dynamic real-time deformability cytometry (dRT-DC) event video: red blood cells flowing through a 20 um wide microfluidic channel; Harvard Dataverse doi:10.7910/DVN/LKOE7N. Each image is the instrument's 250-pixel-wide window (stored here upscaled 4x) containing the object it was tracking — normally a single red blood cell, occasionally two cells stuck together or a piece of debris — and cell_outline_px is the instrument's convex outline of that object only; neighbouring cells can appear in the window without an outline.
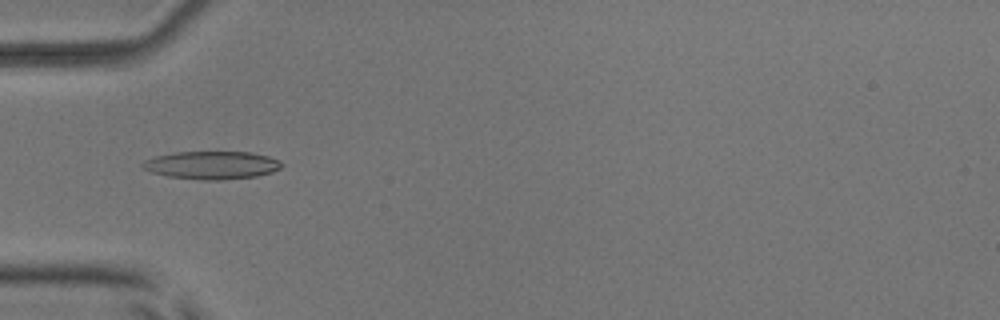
{"species": "common noctule bat (a hibernating species)", "species_latin": "Nyctalus noctula", "temperature_condition": "room temperature", "stored_images_in_passage": 30, "camera_frame_rate_fps": 3000, "um_per_image_px": 0.085, "animal": {"sex": "male", "body_mass_g": 17.9, "forearm_length_mm": 54.2}, "frame": {"image": 1, "passage_image": 4, "time_ms": 1.0, "image_size_px": [1000, 320], "cell_outline_px": [[284, 164], [280, 168], [272, 172], [256, 176], [220, 180], [204, 180], [168, 176], [152, 172], [144, 168], [140, 164], [144, 160], [156, 156], [176, 152], [252, 152], [268, 156], [280, 160]], "centroid_in_image_um": [18.03, 14.03], "position_along_channel_um": 67.0, "area_um2": 22.6}}
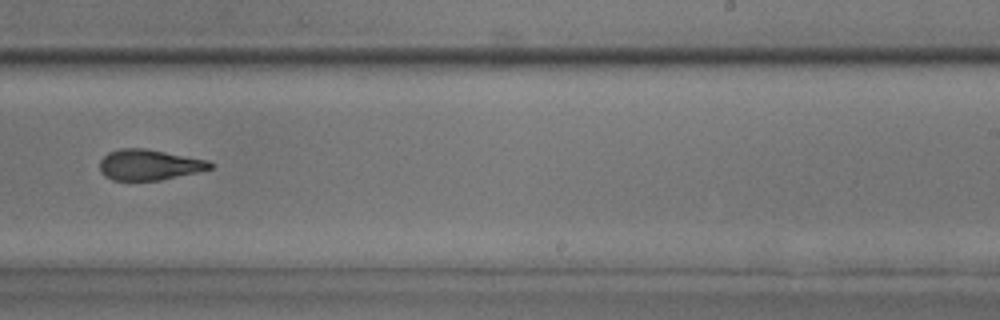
{"frame": {"image": 2, "passage_image": 20, "time_ms": 6.333, "image_size_px": [1000, 320], "cell_outline_px": [[216, 164], [212, 168], [196, 172], [160, 180], [112, 180], [104, 176], [100, 172], [100, 160], [108, 152], [120, 148], [144, 148], [208, 160]], "centroid_in_image_um": [12.66, 14.0], "position_along_channel_um": 276.3, "area_um2": 19.71}}
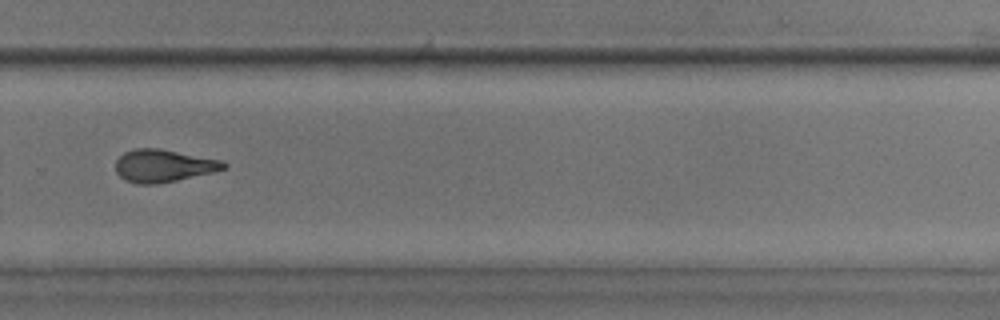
{"frame": {"image": 3, "passage_image": 23, "time_ms": 7.333, "image_size_px": [1000, 320], "cell_outline_px": [[228, 168], [212, 172], [176, 180], [156, 184], [136, 184], [124, 180], [116, 172], [116, 160], [124, 152], [136, 148], [160, 148], [220, 160], [228, 164]], "centroid_in_image_um": [13.87, 14.09], "position_along_channel_um": 315.9, "area_um2": 20.46}, "authors_computed_cell_mechanics": {"area_um2": 20.5479, "velocity_mm_per_s": 3.9554, "shape_relaxation_time_tau1_ms": null, "shape_relaxation_time_tau2_ms": 2.8625, "deformation_change_tau1": null, "deformation_change_tau2": 0.115}}